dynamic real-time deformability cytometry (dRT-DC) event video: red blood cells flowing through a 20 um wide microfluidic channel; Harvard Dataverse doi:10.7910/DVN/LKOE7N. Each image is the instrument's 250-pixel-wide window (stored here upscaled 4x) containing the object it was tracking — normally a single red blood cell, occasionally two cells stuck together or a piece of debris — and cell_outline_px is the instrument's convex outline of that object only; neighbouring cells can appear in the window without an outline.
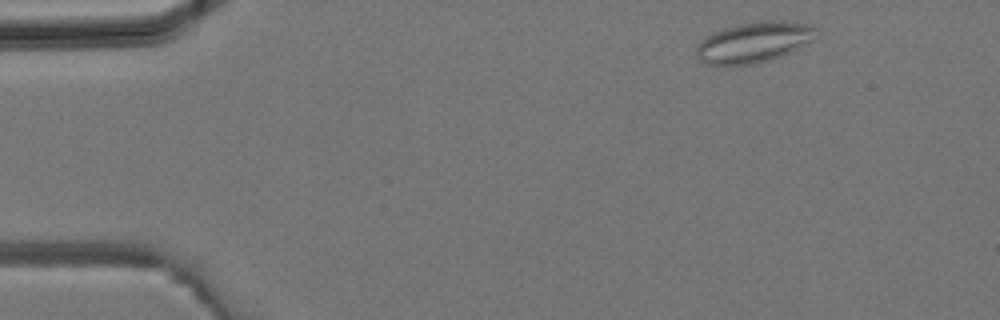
{"species": "common noctule bat (a hibernating species)", "species_latin": "Nyctalus noctula", "temperature_condition": "room temperature", "stored_images_in_passage": 3, "camera_frame_rate_fps": 3000, "um_per_image_px": 0.085, "animal": {"sex": "male", "body_mass_g": 19.2, "forearm_length_mm": 51.8}, "frame": {"image": 1, "passage_image": 1, "time_ms": 0.0, "image_size_px": [1000, 320], "cell_outline_px": [[820, 36], [792, 52], [756, 64], [704, 64], [696, 56], [696, 44], [712, 32], [736, 24], [760, 20], [784, 20], [812, 24], [820, 32]], "centroid_in_image_um": [64.14, 3.56], "position_along_channel_um": 20.9, "area_um2": 28.9}}